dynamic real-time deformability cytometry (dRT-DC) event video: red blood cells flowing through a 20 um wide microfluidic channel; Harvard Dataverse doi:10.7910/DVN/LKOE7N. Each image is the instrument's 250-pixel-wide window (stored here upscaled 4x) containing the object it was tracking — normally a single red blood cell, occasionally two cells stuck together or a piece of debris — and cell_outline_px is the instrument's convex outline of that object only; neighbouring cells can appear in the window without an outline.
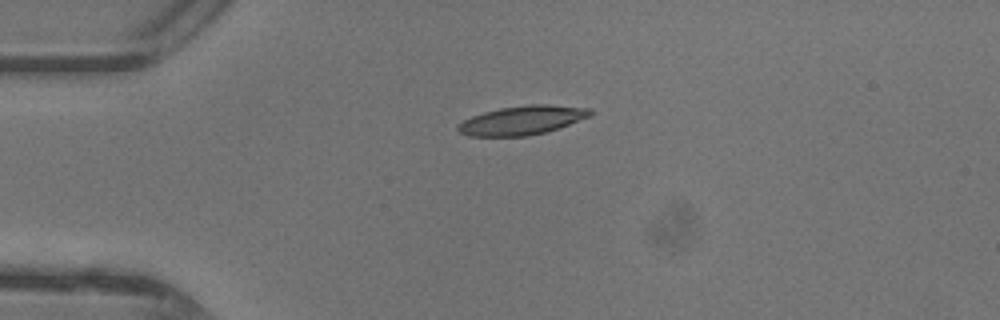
{"species": "common noctule bat (a hibernating species)", "species_latin": "Nyctalus noctula", "temperature_condition": "warm", "stored_images_in_passage": 12, "camera_frame_rate_fps": 3000, "um_per_image_px": 0.085, "animal": {"sex": "female"}, "frame": {"image": 1, "passage_image": 1, "time_ms": 0.0, "image_size_px": [1000, 320], "cell_outline_px": [[592, 116], [544, 132], [528, 136], [468, 136], [460, 132], [456, 128], [464, 120], [472, 116], [484, 112], [500, 108], [528, 104], [548, 104], [592, 108]], "centroid_in_image_um": [44.4, 10.21], "position_along_channel_um": 40.6, "area_um2": 22.2}}
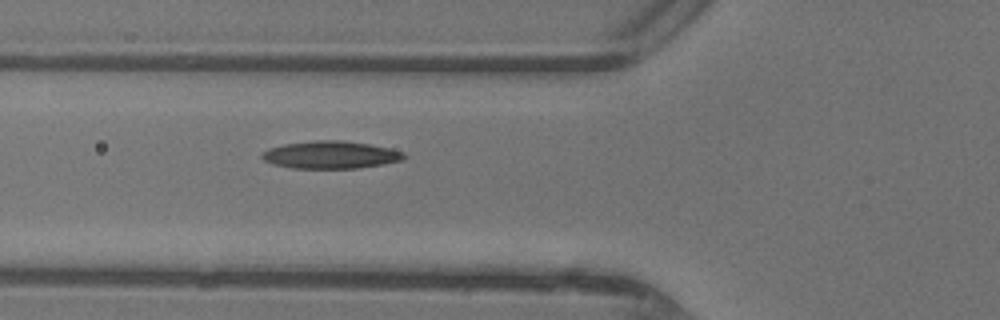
{"frame": {"image": 2, "passage_image": 7, "time_ms": 2.0, "image_size_px": [1000, 320], "cell_outline_px": [[408, 156], [404, 160], [384, 164], [356, 168], [292, 168], [272, 164], [264, 160], [260, 156], [268, 148], [284, 144], [312, 140], [344, 140], [368, 144], [388, 148], [404, 152]], "centroid_in_image_um": [28.12, 13.16], "position_along_channel_um": 97.7, "area_um2": 22.89}}
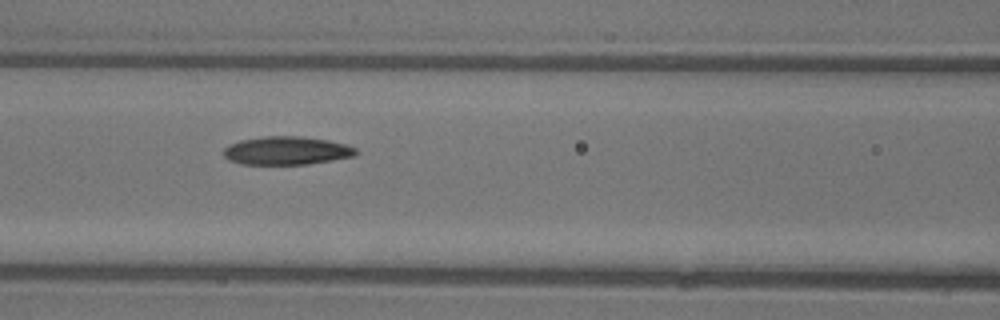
{"frame": {"image": 3, "passage_image": 10, "time_ms": 3.0, "image_size_px": [1000, 320], "cell_outline_px": [[356, 156], [308, 164], [240, 164], [228, 160], [224, 156], [224, 148], [228, 144], [240, 140], [264, 136], [300, 136], [328, 140], [348, 144], [356, 148]], "centroid_in_image_um": [24.36, 12.8], "position_along_channel_um": 142.2, "area_um2": 21.96}}